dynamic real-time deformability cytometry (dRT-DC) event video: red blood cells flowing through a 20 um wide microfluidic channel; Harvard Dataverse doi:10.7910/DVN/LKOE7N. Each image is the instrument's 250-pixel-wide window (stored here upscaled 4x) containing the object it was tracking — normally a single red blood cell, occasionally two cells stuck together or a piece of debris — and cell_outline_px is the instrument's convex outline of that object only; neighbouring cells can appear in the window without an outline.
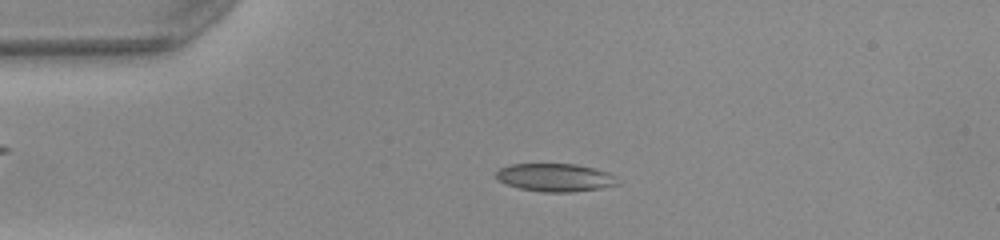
{"species": "common noctule bat (a hibernating species)", "species_latin": "Nyctalus noctula", "temperature_condition": "warm", "stored_images_in_passage": 50, "camera_frame_rate_fps": 3000, "um_per_image_px": 0.085, "animal": {"sex": "female", "body_mass_g": 22.0, "forearm_length_mm": 56.7}, "frame": {"image": 1, "passage_image": 11, "time_ms": 3.333, "image_size_px": [1000, 240], "cell_outline_px": [[620, 184], [600, 188], [568, 192], [544, 192], [520, 188], [508, 184], [500, 180], [496, 176], [496, 172], [500, 168], [508, 164], [576, 164], [608, 172], [616, 176]], "centroid_in_image_um": [47.21, 15.08], "position_along_channel_um": 37.8, "area_um2": 19.65}}
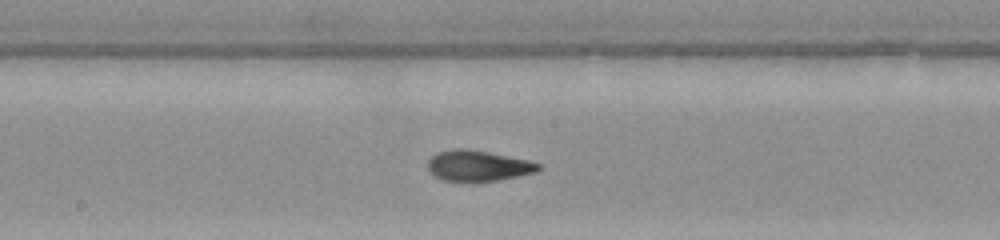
{"frame": {"image": 2, "passage_image": 26, "time_ms": 8.333, "image_size_px": [1000, 240], "cell_outline_px": [[540, 168], [536, 172], [496, 180], [444, 180], [436, 176], [428, 168], [428, 160], [436, 152], [452, 148], [464, 148], [488, 152], [528, 160], [540, 164]], "centroid_in_image_um": [40.61, 14.05], "position_along_channel_um": 207.6, "area_um2": 19.31}}
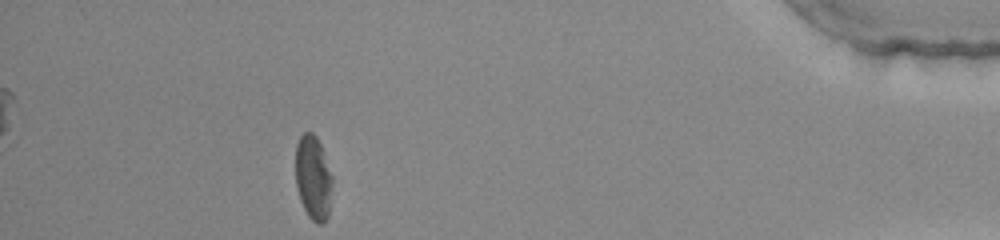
{"frame": {"image": 3, "passage_image": 45, "time_ms": 14.667, "image_size_px": [1000, 240], "cell_outline_px": [[332, 184], [328, 216], [320, 224], [316, 224], [308, 216], [300, 200], [296, 188], [296, 144], [300, 136], [304, 132], [312, 132], [316, 136], [320, 144], [332, 176]], "centroid_in_image_um": [26.61, 15.11], "position_along_channel_um": 408.6, "area_um2": 17.98}, "authors_computed_cell_mechanics": {"area_um2": 19.9121, "velocity_mm_per_s": 4.0492, "shape_relaxation_time_tau1_ms": 9.7528, "shape_relaxation_time_tau2_ms": 2.0399, "deformation_change_tau1": 0.2571, "deformation_change_tau2": 0.0954}}